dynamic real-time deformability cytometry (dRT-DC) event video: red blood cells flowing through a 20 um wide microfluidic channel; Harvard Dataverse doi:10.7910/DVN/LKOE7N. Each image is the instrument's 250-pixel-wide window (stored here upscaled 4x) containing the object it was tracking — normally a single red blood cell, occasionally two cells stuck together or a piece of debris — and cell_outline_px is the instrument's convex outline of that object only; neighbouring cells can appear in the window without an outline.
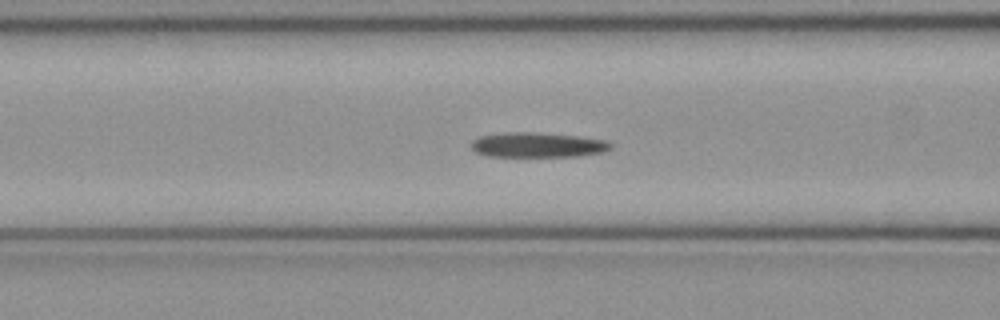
{"species": "common noctule bat (a hibernating species)", "species_latin": "Nyctalus noctula", "temperature_condition": "cold", "stored_images_in_passage": 46, "camera_frame_rate_fps": 3000, "um_per_image_px": 0.085, "animal": {"sex": "female", "body_mass_g": 21.9}, "frame": {"image": 1, "passage_image": 15, "time_ms": 4.667, "image_size_px": [1000, 320], "cell_outline_px": [[612, 148], [600, 152], [576, 156], [488, 156], [476, 152], [472, 148], [472, 140], [480, 136], [504, 132], [532, 132], [576, 136], [604, 140], [612, 144]], "centroid_in_image_um": [45.65, 12.31], "position_along_channel_um": 120.9, "area_um2": 19.94}}
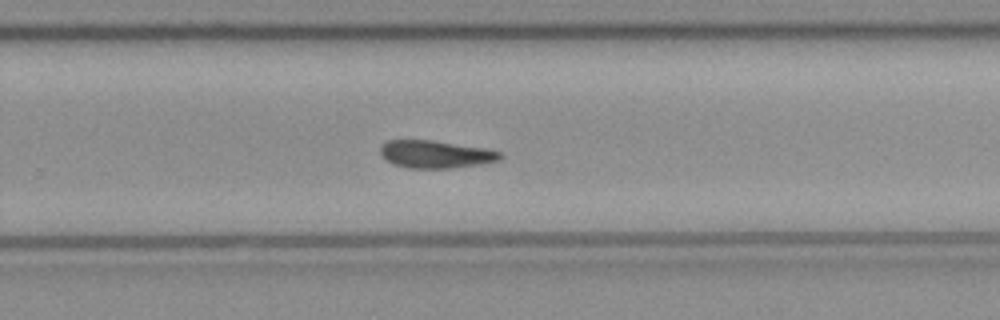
{"frame": {"image": 2, "passage_image": 28, "time_ms": 9.0, "image_size_px": [1000, 320], "cell_outline_px": [[504, 156], [500, 160], [480, 164], [452, 168], [408, 168], [392, 164], [384, 160], [380, 156], [380, 144], [388, 140], [432, 140], [484, 148], [500, 152]], "centroid_in_image_um": [36.97, 13.11], "position_along_channel_um": 292.8, "area_um2": 19.48}}
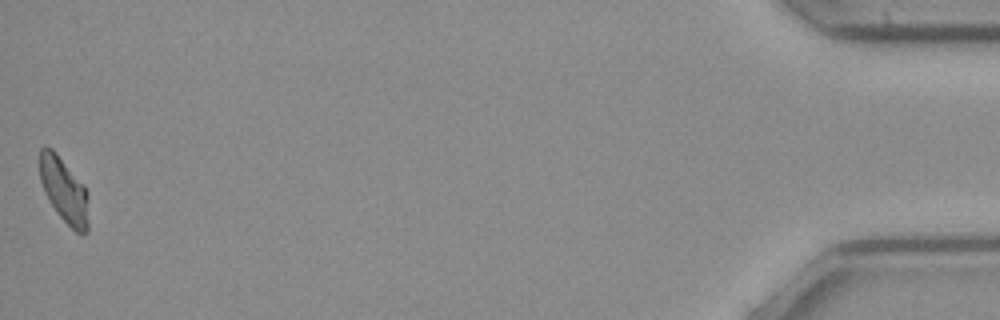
{"frame": {"image": 3, "passage_image": 46, "time_ms": 15.0, "image_size_px": [1000, 320], "cell_outline_px": [[88, 232], [80, 236], [60, 216], [48, 200], [44, 192], [40, 180], [40, 148], [44, 144], [52, 148], [56, 152], [84, 184], [88, 192]], "centroid_in_image_um": [5.46, 16.16], "position_along_channel_um": 429.7, "area_um2": 18.84}}